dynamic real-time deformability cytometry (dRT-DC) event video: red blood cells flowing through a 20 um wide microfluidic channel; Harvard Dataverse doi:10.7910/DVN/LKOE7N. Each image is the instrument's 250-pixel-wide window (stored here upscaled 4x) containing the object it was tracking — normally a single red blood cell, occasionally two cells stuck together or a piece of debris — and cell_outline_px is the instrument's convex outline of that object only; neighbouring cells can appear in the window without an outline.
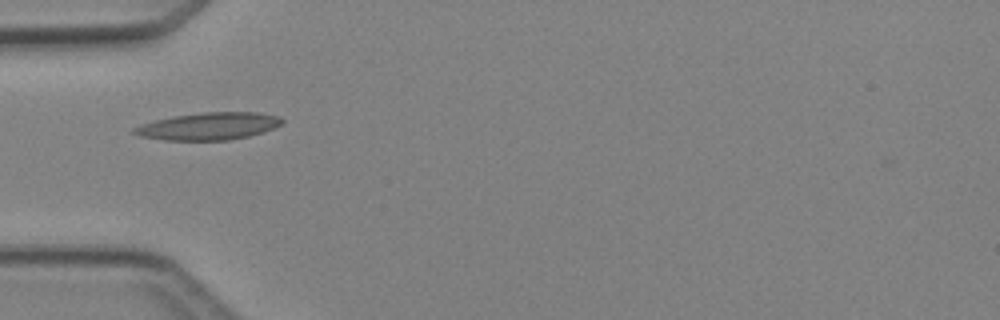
{"species": "Egyptian fruit bat (a non-hibernating species)", "species_latin": "Rousettus aegyptiacus", "temperature_condition": "cold", "stored_images_in_passage": 2, "camera_frame_rate_fps": 3000, "um_per_image_px": 0.085, "animal": {"sex": "female"}, "frame": {"image": 1, "passage_image": 1, "time_ms": 0.0, "image_size_px": [1000, 320], "cell_outline_px": [[284, 120], [280, 124], [272, 128], [248, 136], [228, 140], [164, 140], [140, 136], [132, 132], [132, 128], [140, 124], [156, 120], [176, 116], [200, 112], [256, 112], [280, 116]], "centroid_in_image_um": [17.7, 10.72], "position_along_channel_um": 67.3, "area_um2": 23.35}}
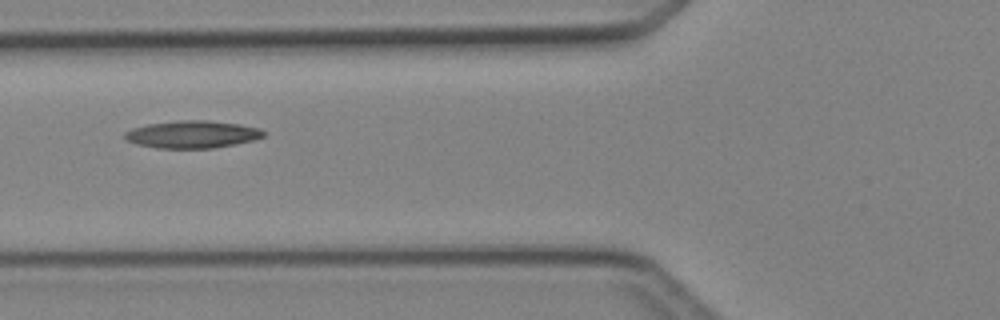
{"frame": {"image": 2, "passage_image": 2, "time_ms": 1.0, "image_size_px": [1000, 320], "cell_outline_px": [[264, 136], [256, 140], [236, 144], [212, 148], [156, 148], [136, 144], [128, 140], [124, 136], [124, 132], [132, 128], [148, 124], [176, 120], [208, 120], [240, 124], [260, 128], [264, 132]], "centroid_in_image_um": [16.36, 11.42], "position_along_channel_um": 109.4, "area_um2": 22.31}}